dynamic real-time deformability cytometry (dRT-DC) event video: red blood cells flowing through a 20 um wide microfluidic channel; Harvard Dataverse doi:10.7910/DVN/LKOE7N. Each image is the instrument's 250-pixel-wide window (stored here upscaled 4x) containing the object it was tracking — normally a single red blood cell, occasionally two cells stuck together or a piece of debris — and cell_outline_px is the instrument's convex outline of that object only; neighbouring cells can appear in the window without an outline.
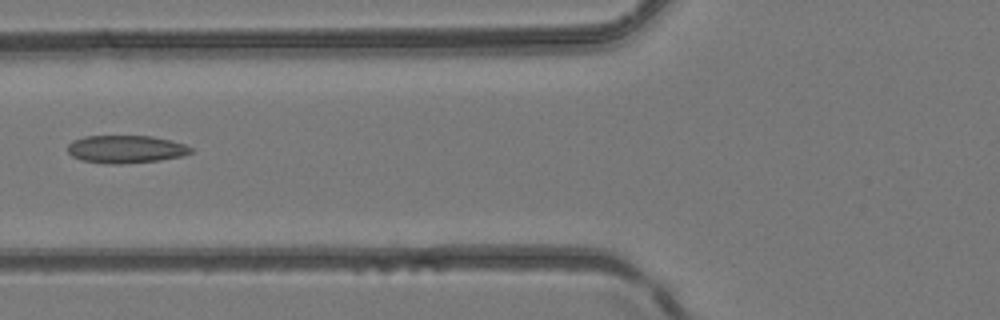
{"species": "common noctule bat (a hibernating species)", "species_latin": "Nyctalus noctula", "temperature_condition": "room temperature", "stored_images_in_passage": 5, "camera_frame_rate_fps": 3000, "um_per_image_px": 0.085, "animal": {"sex": "female", "body_mass_g": 24.6, "forearm_length_mm": 56.2}, "frame": {"image": 1, "passage_image": 5, "time_ms": 1.333, "image_size_px": [1000, 320], "cell_outline_px": [[192, 152], [184, 156], [160, 160], [120, 164], [104, 164], [80, 160], [72, 156], [68, 152], [68, 144], [72, 140], [84, 136], [152, 136], [184, 144], [192, 148]], "centroid_in_image_um": [10.66, 12.69], "position_along_channel_um": 115.1, "area_um2": 20.06}}